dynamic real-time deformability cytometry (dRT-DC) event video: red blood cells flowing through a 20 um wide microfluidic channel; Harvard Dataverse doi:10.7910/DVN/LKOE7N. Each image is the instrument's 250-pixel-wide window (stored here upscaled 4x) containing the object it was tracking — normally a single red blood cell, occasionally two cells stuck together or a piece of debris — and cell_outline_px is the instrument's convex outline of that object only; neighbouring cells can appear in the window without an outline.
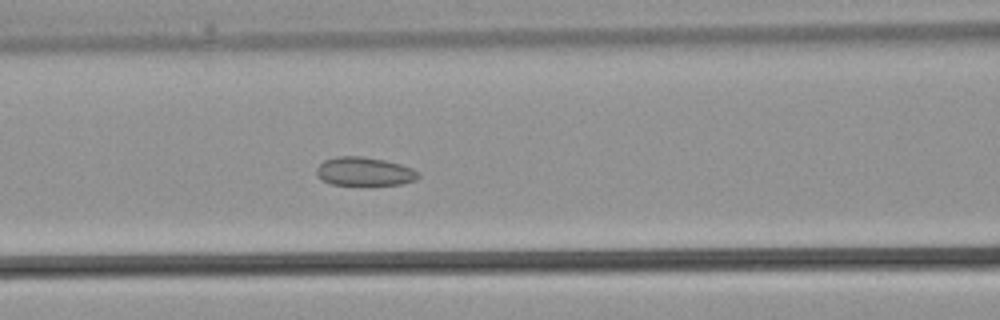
{"species": "common noctule bat (a hibernating species)", "species_latin": "Nyctalus noctula", "temperature_condition": "warm", "stored_images_in_passage": 38, "camera_frame_rate_fps": 3000, "um_per_image_px": 0.085, "animal": {"sex": "male", "body_mass_g": 21.5, "forearm_length_mm": 52.0}, "frame": {"image": 1, "passage_image": 16, "time_ms": 5.0, "image_size_px": [1000, 320], "cell_outline_px": [[420, 176], [416, 180], [400, 184], [368, 188], [332, 184], [320, 180], [316, 172], [316, 168], [324, 160], [336, 156], [364, 156], [384, 160], [400, 164], [412, 168], [420, 172]], "centroid_in_image_um": [30.98, 14.63], "position_along_channel_um": 135.6, "area_um2": 17.92}}
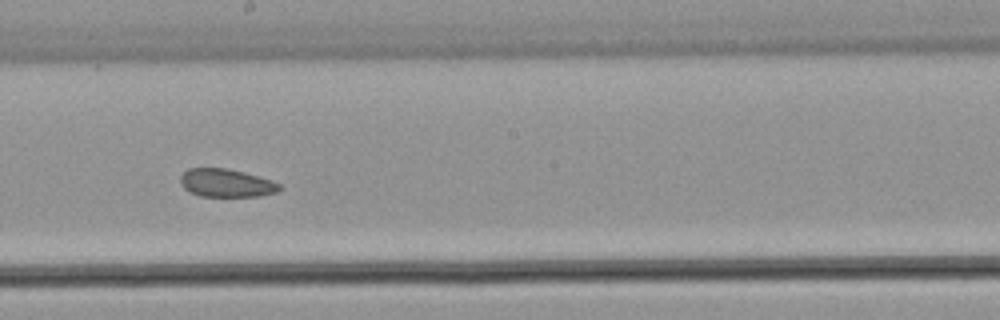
{"frame": {"image": 2, "passage_image": 21, "time_ms": 6.667, "image_size_px": [1000, 320], "cell_outline_px": [[280, 188], [276, 192], [260, 196], [200, 196], [188, 192], [180, 184], [180, 176], [188, 168], [228, 168], [244, 172], [272, 180], [280, 184]], "centroid_in_image_um": [19.2, 15.55], "position_along_channel_um": 229.0, "area_um2": 16.3}}
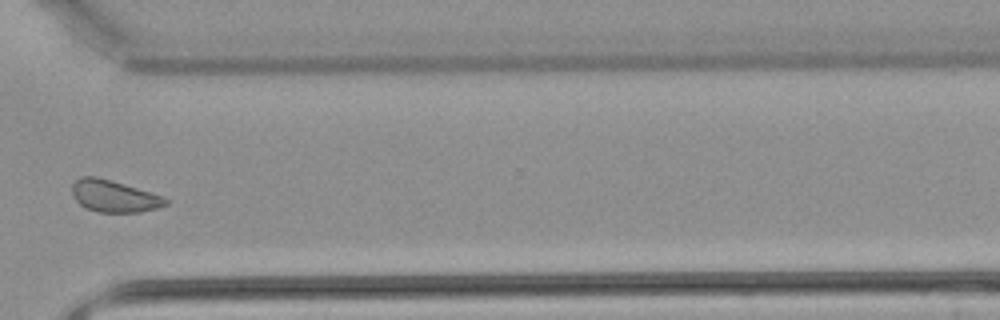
{"frame": {"image": 3, "passage_image": 28, "time_ms": 9.0, "image_size_px": [1000, 320], "cell_outline_px": [[168, 204], [156, 208], [140, 212], [96, 212], [84, 208], [72, 196], [72, 184], [80, 176], [96, 176], [136, 188], [160, 196], [168, 200]], "centroid_in_image_um": [9.62, 16.68], "position_along_channel_um": 361.0, "area_um2": 17.17}}